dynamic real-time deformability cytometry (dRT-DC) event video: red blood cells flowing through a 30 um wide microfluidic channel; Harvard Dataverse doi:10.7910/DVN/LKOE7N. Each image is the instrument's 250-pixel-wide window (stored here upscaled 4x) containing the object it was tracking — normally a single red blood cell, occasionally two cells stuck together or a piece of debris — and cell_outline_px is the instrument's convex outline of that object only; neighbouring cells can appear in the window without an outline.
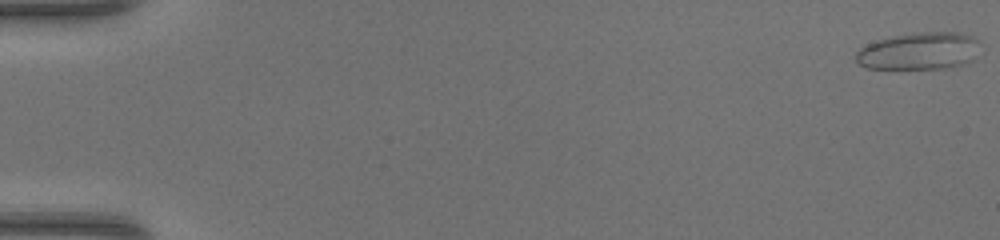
{"species": "common noctule bat (a hibernating species)", "species_latin": "Nyctalus noctula", "temperature_condition": "warm", "stored_images_in_passage": 50, "camera_frame_rate_fps": 3000, "um_per_image_px": 0.085, "animal": {"sex": "female", "body_mass_g": 17.0, "forearm_length_mm": 48.0}, "frame": {"image": 1, "passage_image": 1, "time_ms": 0.0, "image_size_px": [1000, 240], "cell_outline_px": [[980, 40], [972, 60], [960, 64], [944, 68], [868, 68], [860, 64], [856, 60], [856, 52], [860, 48], [876, 40], [892, 36], [916, 32], [956, 32], [972, 36]], "centroid_in_image_um": [78.1, 4.32], "position_along_channel_um": 6.9, "area_um2": 26.65}}
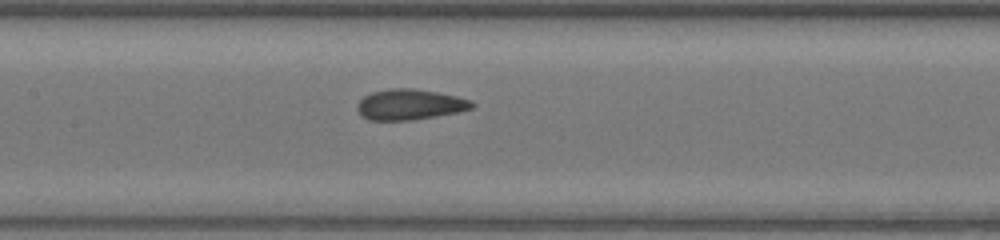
{"frame": {"image": 2, "passage_image": 25, "time_ms": 8.0, "image_size_px": [1000, 240], "cell_outline_px": [[476, 104], [472, 108], [460, 112], [412, 120], [368, 120], [360, 116], [356, 108], [356, 104], [364, 96], [372, 92], [392, 88], [412, 88], [436, 92], [456, 96], [472, 100]], "centroid_in_image_um": [34.82, 8.89], "position_along_channel_um": 172.6, "area_um2": 20.63}}
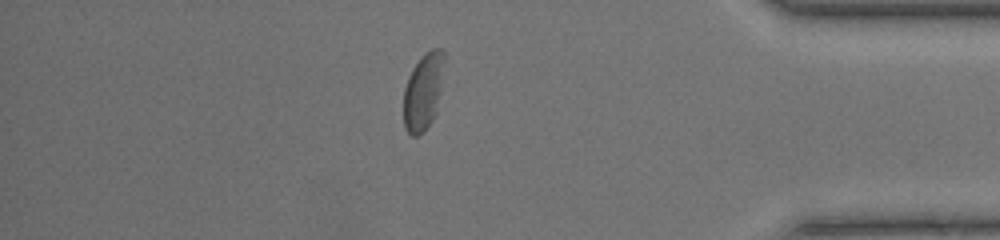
{"frame": {"image": 3, "passage_image": 43, "time_ms": 14.0, "image_size_px": [1000, 240], "cell_outline_px": [[444, 60], [440, 88], [436, 112], [432, 120], [416, 136], [412, 136], [404, 128], [404, 88], [408, 76], [412, 68], [424, 52], [432, 48], [440, 48], [444, 52]], "centroid_in_image_um": [35.96, 7.73], "position_along_channel_um": 399.2, "area_um2": 17.98}}